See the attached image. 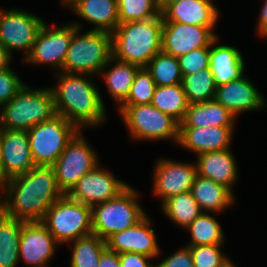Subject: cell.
I'll return each mask as SVG.
<instances>
[{"label": "cell", "mask_w": 267, "mask_h": 267, "mask_svg": "<svg viewBox=\"0 0 267 267\" xmlns=\"http://www.w3.org/2000/svg\"><path fill=\"white\" fill-rule=\"evenodd\" d=\"M76 26L62 72H78V75L100 72L115 60L112 57V34L92 29L79 36L80 25Z\"/></svg>", "instance_id": "obj_5"}, {"label": "cell", "mask_w": 267, "mask_h": 267, "mask_svg": "<svg viewBox=\"0 0 267 267\" xmlns=\"http://www.w3.org/2000/svg\"><path fill=\"white\" fill-rule=\"evenodd\" d=\"M24 223L25 221L10 217L0 210V267H16Z\"/></svg>", "instance_id": "obj_27"}, {"label": "cell", "mask_w": 267, "mask_h": 267, "mask_svg": "<svg viewBox=\"0 0 267 267\" xmlns=\"http://www.w3.org/2000/svg\"><path fill=\"white\" fill-rule=\"evenodd\" d=\"M72 10L96 24L94 30L112 33L119 24L117 0H81Z\"/></svg>", "instance_id": "obj_25"}, {"label": "cell", "mask_w": 267, "mask_h": 267, "mask_svg": "<svg viewBox=\"0 0 267 267\" xmlns=\"http://www.w3.org/2000/svg\"><path fill=\"white\" fill-rule=\"evenodd\" d=\"M191 232V243L188 246L222 244L223 231L210 215L202 212L188 227Z\"/></svg>", "instance_id": "obj_34"}, {"label": "cell", "mask_w": 267, "mask_h": 267, "mask_svg": "<svg viewBox=\"0 0 267 267\" xmlns=\"http://www.w3.org/2000/svg\"><path fill=\"white\" fill-rule=\"evenodd\" d=\"M161 15L163 22L214 27L219 14L211 0H178L170 3Z\"/></svg>", "instance_id": "obj_19"}, {"label": "cell", "mask_w": 267, "mask_h": 267, "mask_svg": "<svg viewBox=\"0 0 267 267\" xmlns=\"http://www.w3.org/2000/svg\"><path fill=\"white\" fill-rule=\"evenodd\" d=\"M221 245L187 246L191 250L194 267H222L228 260L220 252Z\"/></svg>", "instance_id": "obj_37"}, {"label": "cell", "mask_w": 267, "mask_h": 267, "mask_svg": "<svg viewBox=\"0 0 267 267\" xmlns=\"http://www.w3.org/2000/svg\"><path fill=\"white\" fill-rule=\"evenodd\" d=\"M42 223L58 243L93 234L92 209L64 194L47 210Z\"/></svg>", "instance_id": "obj_7"}, {"label": "cell", "mask_w": 267, "mask_h": 267, "mask_svg": "<svg viewBox=\"0 0 267 267\" xmlns=\"http://www.w3.org/2000/svg\"><path fill=\"white\" fill-rule=\"evenodd\" d=\"M178 0H156L160 12H162L170 3Z\"/></svg>", "instance_id": "obj_45"}, {"label": "cell", "mask_w": 267, "mask_h": 267, "mask_svg": "<svg viewBox=\"0 0 267 267\" xmlns=\"http://www.w3.org/2000/svg\"><path fill=\"white\" fill-rule=\"evenodd\" d=\"M0 183H2V148H1V128H0Z\"/></svg>", "instance_id": "obj_46"}, {"label": "cell", "mask_w": 267, "mask_h": 267, "mask_svg": "<svg viewBox=\"0 0 267 267\" xmlns=\"http://www.w3.org/2000/svg\"><path fill=\"white\" fill-rule=\"evenodd\" d=\"M215 41L216 39L212 42L211 46L195 49L178 57L182 76L209 68L210 48L214 45Z\"/></svg>", "instance_id": "obj_38"}, {"label": "cell", "mask_w": 267, "mask_h": 267, "mask_svg": "<svg viewBox=\"0 0 267 267\" xmlns=\"http://www.w3.org/2000/svg\"><path fill=\"white\" fill-rule=\"evenodd\" d=\"M214 99L234 116L241 111L259 109L265 104L261 94L243 76L238 80L216 86Z\"/></svg>", "instance_id": "obj_20"}, {"label": "cell", "mask_w": 267, "mask_h": 267, "mask_svg": "<svg viewBox=\"0 0 267 267\" xmlns=\"http://www.w3.org/2000/svg\"><path fill=\"white\" fill-rule=\"evenodd\" d=\"M23 85L10 68L0 70V105L9 102Z\"/></svg>", "instance_id": "obj_39"}, {"label": "cell", "mask_w": 267, "mask_h": 267, "mask_svg": "<svg viewBox=\"0 0 267 267\" xmlns=\"http://www.w3.org/2000/svg\"><path fill=\"white\" fill-rule=\"evenodd\" d=\"M162 203L166 216L185 228L203 212L191 191L171 196Z\"/></svg>", "instance_id": "obj_30"}, {"label": "cell", "mask_w": 267, "mask_h": 267, "mask_svg": "<svg viewBox=\"0 0 267 267\" xmlns=\"http://www.w3.org/2000/svg\"><path fill=\"white\" fill-rule=\"evenodd\" d=\"M79 130L73 123L57 114L28 130L34 164L52 166Z\"/></svg>", "instance_id": "obj_8"}, {"label": "cell", "mask_w": 267, "mask_h": 267, "mask_svg": "<svg viewBox=\"0 0 267 267\" xmlns=\"http://www.w3.org/2000/svg\"><path fill=\"white\" fill-rule=\"evenodd\" d=\"M137 192L128 186L117 197L93 206L92 231L105 241L114 233L135 226L146 215L135 201Z\"/></svg>", "instance_id": "obj_6"}, {"label": "cell", "mask_w": 267, "mask_h": 267, "mask_svg": "<svg viewBox=\"0 0 267 267\" xmlns=\"http://www.w3.org/2000/svg\"><path fill=\"white\" fill-rule=\"evenodd\" d=\"M11 58V53H9L1 44H0V70L9 68V60Z\"/></svg>", "instance_id": "obj_44"}, {"label": "cell", "mask_w": 267, "mask_h": 267, "mask_svg": "<svg viewBox=\"0 0 267 267\" xmlns=\"http://www.w3.org/2000/svg\"><path fill=\"white\" fill-rule=\"evenodd\" d=\"M71 267H98L106 241L95 234L74 240Z\"/></svg>", "instance_id": "obj_33"}, {"label": "cell", "mask_w": 267, "mask_h": 267, "mask_svg": "<svg viewBox=\"0 0 267 267\" xmlns=\"http://www.w3.org/2000/svg\"><path fill=\"white\" fill-rule=\"evenodd\" d=\"M76 24L50 29L44 23L34 42L32 51L24 58L26 62L48 63L63 68Z\"/></svg>", "instance_id": "obj_14"}, {"label": "cell", "mask_w": 267, "mask_h": 267, "mask_svg": "<svg viewBox=\"0 0 267 267\" xmlns=\"http://www.w3.org/2000/svg\"><path fill=\"white\" fill-rule=\"evenodd\" d=\"M139 68L136 64L118 60V64L104 75L109 92L118 103L122 104L127 99Z\"/></svg>", "instance_id": "obj_32"}, {"label": "cell", "mask_w": 267, "mask_h": 267, "mask_svg": "<svg viewBox=\"0 0 267 267\" xmlns=\"http://www.w3.org/2000/svg\"><path fill=\"white\" fill-rule=\"evenodd\" d=\"M44 22L32 14L12 9L0 10V44L10 53L12 49L32 51Z\"/></svg>", "instance_id": "obj_11"}, {"label": "cell", "mask_w": 267, "mask_h": 267, "mask_svg": "<svg viewBox=\"0 0 267 267\" xmlns=\"http://www.w3.org/2000/svg\"><path fill=\"white\" fill-rule=\"evenodd\" d=\"M79 134L78 131L52 165L63 194H68L83 175L98 166L95 152Z\"/></svg>", "instance_id": "obj_10"}, {"label": "cell", "mask_w": 267, "mask_h": 267, "mask_svg": "<svg viewBox=\"0 0 267 267\" xmlns=\"http://www.w3.org/2000/svg\"><path fill=\"white\" fill-rule=\"evenodd\" d=\"M196 168L200 177L223 184L230 190L237 178L236 163L229 149L198 154Z\"/></svg>", "instance_id": "obj_22"}, {"label": "cell", "mask_w": 267, "mask_h": 267, "mask_svg": "<svg viewBox=\"0 0 267 267\" xmlns=\"http://www.w3.org/2000/svg\"><path fill=\"white\" fill-rule=\"evenodd\" d=\"M163 18L118 24L112 34L114 59L145 67L162 51Z\"/></svg>", "instance_id": "obj_3"}, {"label": "cell", "mask_w": 267, "mask_h": 267, "mask_svg": "<svg viewBox=\"0 0 267 267\" xmlns=\"http://www.w3.org/2000/svg\"><path fill=\"white\" fill-rule=\"evenodd\" d=\"M1 148L2 182L36 166L31 156L28 131L1 128Z\"/></svg>", "instance_id": "obj_15"}, {"label": "cell", "mask_w": 267, "mask_h": 267, "mask_svg": "<svg viewBox=\"0 0 267 267\" xmlns=\"http://www.w3.org/2000/svg\"><path fill=\"white\" fill-rule=\"evenodd\" d=\"M150 258L140 253L124 252L119 254L120 267H153L147 262Z\"/></svg>", "instance_id": "obj_41"}, {"label": "cell", "mask_w": 267, "mask_h": 267, "mask_svg": "<svg viewBox=\"0 0 267 267\" xmlns=\"http://www.w3.org/2000/svg\"><path fill=\"white\" fill-rule=\"evenodd\" d=\"M235 116L215 99L189 104L180 127H233Z\"/></svg>", "instance_id": "obj_24"}, {"label": "cell", "mask_w": 267, "mask_h": 267, "mask_svg": "<svg viewBox=\"0 0 267 267\" xmlns=\"http://www.w3.org/2000/svg\"><path fill=\"white\" fill-rule=\"evenodd\" d=\"M151 104L161 112L172 116L179 123L184 120L189 107L182 83L156 86Z\"/></svg>", "instance_id": "obj_28"}, {"label": "cell", "mask_w": 267, "mask_h": 267, "mask_svg": "<svg viewBox=\"0 0 267 267\" xmlns=\"http://www.w3.org/2000/svg\"><path fill=\"white\" fill-rule=\"evenodd\" d=\"M4 184L9 200L5 203L0 200V210L25 222H42L51 205L64 195L57 185L53 166H35L3 181L0 187Z\"/></svg>", "instance_id": "obj_1"}, {"label": "cell", "mask_w": 267, "mask_h": 267, "mask_svg": "<svg viewBox=\"0 0 267 267\" xmlns=\"http://www.w3.org/2000/svg\"><path fill=\"white\" fill-rule=\"evenodd\" d=\"M155 267H194L191 250L189 247L169 256Z\"/></svg>", "instance_id": "obj_40"}, {"label": "cell", "mask_w": 267, "mask_h": 267, "mask_svg": "<svg viewBox=\"0 0 267 267\" xmlns=\"http://www.w3.org/2000/svg\"><path fill=\"white\" fill-rule=\"evenodd\" d=\"M156 84L146 67H140L134 77L130 93L120 106L151 104Z\"/></svg>", "instance_id": "obj_36"}, {"label": "cell", "mask_w": 267, "mask_h": 267, "mask_svg": "<svg viewBox=\"0 0 267 267\" xmlns=\"http://www.w3.org/2000/svg\"><path fill=\"white\" fill-rule=\"evenodd\" d=\"M149 220L145 216L135 226L114 233L106 240L107 248L118 254L124 252L140 253L149 257L159 254L154 230L149 229Z\"/></svg>", "instance_id": "obj_18"}, {"label": "cell", "mask_w": 267, "mask_h": 267, "mask_svg": "<svg viewBox=\"0 0 267 267\" xmlns=\"http://www.w3.org/2000/svg\"><path fill=\"white\" fill-rule=\"evenodd\" d=\"M233 127H180L178 143L197 154L229 148Z\"/></svg>", "instance_id": "obj_21"}, {"label": "cell", "mask_w": 267, "mask_h": 267, "mask_svg": "<svg viewBox=\"0 0 267 267\" xmlns=\"http://www.w3.org/2000/svg\"><path fill=\"white\" fill-rule=\"evenodd\" d=\"M209 68L216 86L238 80L243 76L244 61L234 47L219 45L210 49Z\"/></svg>", "instance_id": "obj_23"}, {"label": "cell", "mask_w": 267, "mask_h": 267, "mask_svg": "<svg viewBox=\"0 0 267 267\" xmlns=\"http://www.w3.org/2000/svg\"><path fill=\"white\" fill-rule=\"evenodd\" d=\"M182 86L189 104L207 102L215 98L216 84L210 68L184 75Z\"/></svg>", "instance_id": "obj_29"}, {"label": "cell", "mask_w": 267, "mask_h": 267, "mask_svg": "<svg viewBox=\"0 0 267 267\" xmlns=\"http://www.w3.org/2000/svg\"><path fill=\"white\" fill-rule=\"evenodd\" d=\"M151 73L156 86L175 85L182 83V74L178 57L158 52L145 66Z\"/></svg>", "instance_id": "obj_31"}, {"label": "cell", "mask_w": 267, "mask_h": 267, "mask_svg": "<svg viewBox=\"0 0 267 267\" xmlns=\"http://www.w3.org/2000/svg\"><path fill=\"white\" fill-rule=\"evenodd\" d=\"M98 267H120L119 254L106 248L101 254Z\"/></svg>", "instance_id": "obj_42"}, {"label": "cell", "mask_w": 267, "mask_h": 267, "mask_svg": "<svg viewBox=\"0 0 267 267\" xmlns=\"http://www.w3.org/2000/svg\"><path fill=\"white\" fill-rule=\"evenodd\" d=\"M81 0H64L63 2L66 4V2L67 3H69V4H71V6H72V8L76 5V4H78L79 2H80Z\"/></svg>", "instance_id": "obj_47"}, {"label": "cell", "mask_w": 267, "mask_h": 267, "mask_svg": "<svg viewBox=\"0 0 267 267\" xmlns=\"http://www.w3.org/2000/svg\"><path fill=\"white\" fill-rule=\"evenodd\" d=\"M258 30L261 35L267 36V0L262 8L260 18H259Z\"/></svg>", "instance_id": "obj_43"}, {"label": "cell", "mask_w": 267, "mask_h": 267, "mask_svg": "<svg viewBox=\"0 0 267 267\" xmlns=\"http://www.w3.org/2000/svg\"><path fill=\"white\" fill-rule=\"evenodd\" d=\"M191 192L201 210L221 211L234 201L229 188L199 175L195 177Z\"/></svg>", "instance_id": "obj_26"}, {"label": "cell", "mask_w": 267, "mask_h": 267, "mask_svg": "<svg viewBox=\"0 0 267 267\" xmlns=\"http://www.w3.org/2000/svg\"><path fill=\"white\" fill-rule=\"evenodd\" d=\"M222 267H235L229 260Z\"/></svg>", "instance_id": "obj_48"}, {"label": "cell", "mask_w": 267, "mask_h": 267, "mask_svg": "<svg viewBox=\"0 0 267 267\" xmlns=\"http://www.w3.org/2000/svg\"><path fill=\"white\" fill-rule=\"evenodd\" d=\"M119 111L134 139L173 138L179 141L180 123L152 104L120 106Z\"/></svg>", "instance_id": "obj_9"}, {"label": "cell", "mask_w": 267, "mask_h": 267, "mask_svg": "<svg viewBox=\"0 0 267 267\" xmlns=\"http://www.w3.org/2000/svg\"><path fill=\"white\" fill-rule=\"evenodd\" d=\"M197 175L195 165L160 159L154 176L155 194L163 198L164 202L171 196L191 191Z\"/></svg>", "instance_id": "obj_16"}, {"label": "cell", "mask_w": 267, "mask_h": 267, "mask_svg": "<svg viewBox=\"0 0 267 267\" xmlns=\"http://www.w3.org/2000/svg\"><path fill=\"white\" fill-rule=\"evenodd\" d=\"M119 24L162 18L156 0H117Z\"/></svg>", "instance_id": "obj_35"}, {"label": "cell", "mask_w": 267, "mask_h": 267, "mask_svg": "<svg viewBox=\"0 0 267 267\" xmlns=\"http://www.w3.org/2000/svg\"><path fill=\"white\" fill-rule=\"evenodd\" d=\"M127 187V184L97 166L83 175L67 195L92 208L95 203L100 204L117 197Z\"/></svg>", "instance_id": "obj_13"}, {"label": "cell", "mask_w": 267, "mask_h": 267, "mask_svg": "<svg viewBox=\"0 0 267 267\" xmlns=\"http://www.w3.org/2000/svg\"><path fill=\"white\" fill-rule=\"evenodd\" d=\"M60 78L58 87L51 89L56 114L78 129L81 125L101 124L105 120L104 104L89 79L66 72Z\"/></svg>", "instance_id": "obj_2"}, {"label": "cell", "mask_w": 267, "mask_h": 267, "mask_svg": "<svg viewBox=\"0 0 267 267\" xmlns=\"http://www.w3.org/2000/svg\"><path fill=\"white\" fill-rule=\"evenodd\" d=\"M58 243L42 222H25L22 226L19 257L34 267H46ZM46 264V265H45Z\"/></svg>", "instance_id": "obj_17"}, {"label": "cell", "mask_w": 267, "mask_h": 267, "mask_svg": "<svg viewBox=\"0 0 267 267\" xmlns=\"http://www.w3.org/2000/svg\"><path fill=\"white\" fill-rule=\"evenodd\" d=\"M3 107L0 128L8 130L28 131L56 115L51 89L33 91L25 84Z\"/></svg>", "instance_id": "obj_4"}, {"label": "cell", "mask_w": 267, "mask_h": 267, "mask_svg": "<svg viewBox=\"0 0 267 267\" xmlns=\"http://www.w3.org/2000/svg\"><path fill=\"white\" fill-rule=\"evenodd\" d=\"M213 27L187 25L179 22H163L162 51L179 57L192 50L211 46L217 37Z\"/></svg>", "instance_id": "obj_12"}]
</instances>
